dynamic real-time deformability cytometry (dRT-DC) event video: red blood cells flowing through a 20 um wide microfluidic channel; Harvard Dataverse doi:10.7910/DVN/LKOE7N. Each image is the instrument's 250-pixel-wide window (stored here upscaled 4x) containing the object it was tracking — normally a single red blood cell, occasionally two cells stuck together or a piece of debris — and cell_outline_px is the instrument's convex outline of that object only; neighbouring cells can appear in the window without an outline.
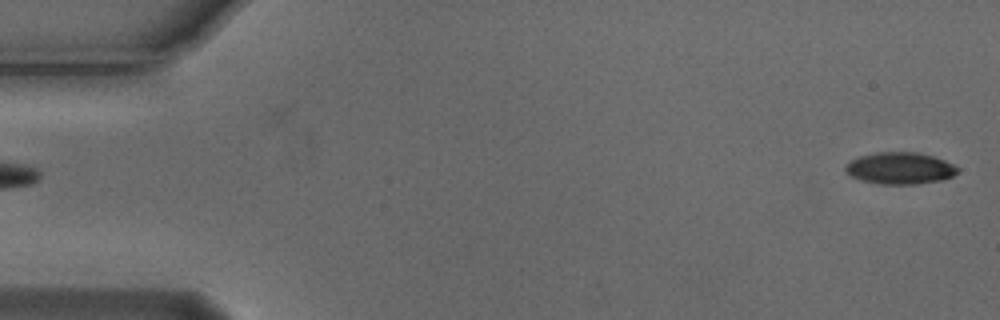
{"species": "Egyptian fruit bat (a non-hibernating species)", "species_latin": "Rousettus aegyptiacus", "temperature_condition": "cold", "stored_images_in_passage": 54, "camera_frame_rate_fps": 3000, "um_per_image_px": 0.085, "animal": {"sex": "male"}, "frame": {"image": 1, "passage_image": 1, "time_ms": 0.0, "image_size_px": [1000, 320], "cell_outline_px": [[960, 168], [952, 176], [940, 180], [916, 184], [880, 184], [860, 180], [852, 176], [844, 168], [852, 160], [860, 156], [876, 152], [920, 152], [944, 160]], "centroid_in_image_um": [76.51, 14.29], "position_along_channel_um": 8.5, "area_um2": 20.58}}
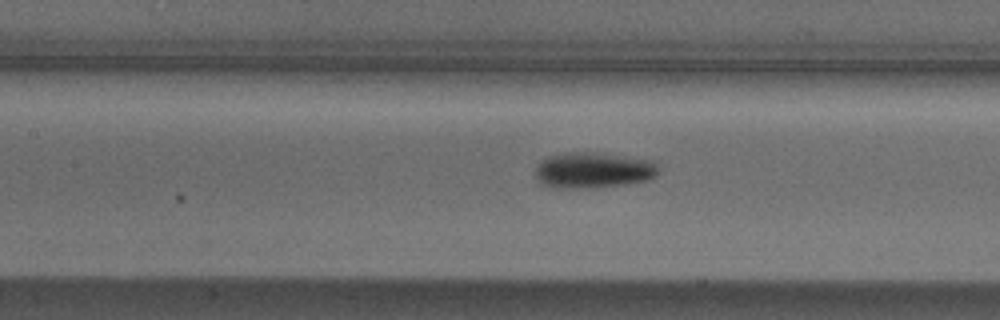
{"frame": {"image": 2, "passage_image": 24, "time_ms": 7.667, "image_size_px": [1000, 320], "cell_outline_px": [[660, 172], [656, 176], [648, 180], [624, 184], [596, 188], [556, 188], [540, 184], [536, 180], [536, 168], [548, 156], [572, 152], [592, 152], [656, 160], [660, 168]], "centroid_in_image_um": [50.49, 14.48], "position_along_channel_um": 156.9, "area_um2": 26.01}}
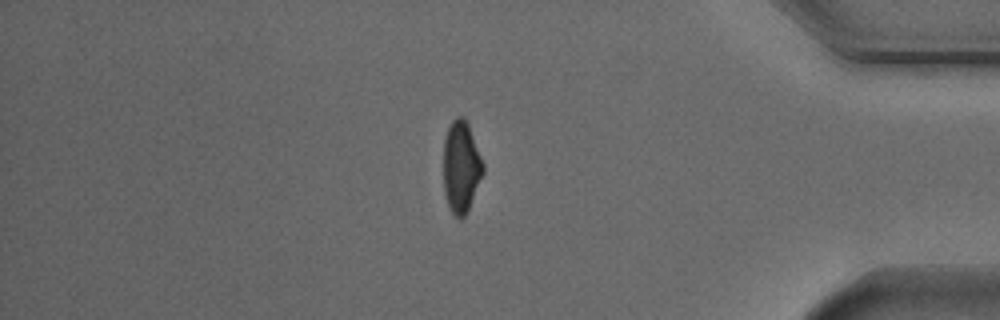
{"frame": {"image": 3, "passage_image": 46, "time_ms": 15.0, "image_size_px": [1000, 320], "cell_outline_px": [[484, 172], [468, 208], [464, 216], [456, 216], [452, 212], [448, 204], [444, 192], [444, 140], [448, 128], [452, 120], [456, 116], [464, 116], [468, 124], [484, 164]], "centroid_in_image_um": [39.19, 14.13], "position_along_channel_um": 396.0, "area_um2": 20.81}, "authors_computed_cell_mechanics": {"area_um2": 21.9929, "velocity_mm_per_s": 3.7268, "shape_relaxation_time_tau1_ms": 2.67, "shape_relaxation_time_tau2_ms": 3.6646, "deformation_change_tau1": 0.1243, "deformation_change_tau2": 0.0812}}